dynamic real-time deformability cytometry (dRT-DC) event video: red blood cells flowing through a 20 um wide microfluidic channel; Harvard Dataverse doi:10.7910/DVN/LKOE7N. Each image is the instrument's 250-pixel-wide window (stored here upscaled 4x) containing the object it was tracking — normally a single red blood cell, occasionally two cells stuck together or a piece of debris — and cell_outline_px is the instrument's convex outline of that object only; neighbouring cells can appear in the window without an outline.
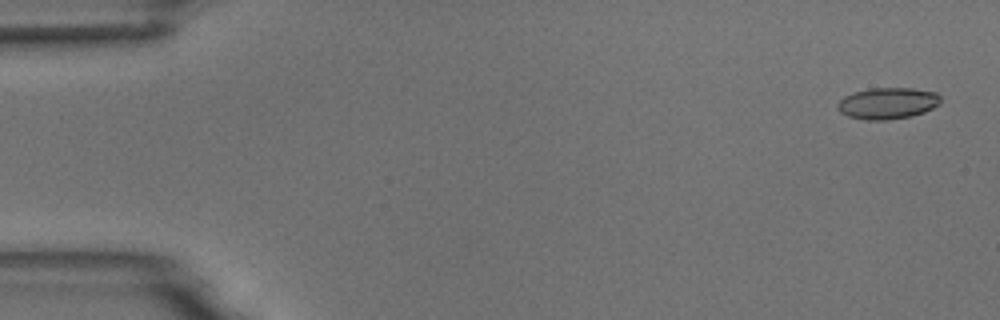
{"species": "common noctule bat (a hibernating species)", "species_latin": "Nyctalus noctula", "temperature_condition": "room temperature", "stored_images_in_passage": 4, "camera_frame_rate_fps": 3000, "um_per_image_px": 0.085, "animal": {"sex": "male", "body_mass_g": 18.8}, "frame": {"image": 1, "passage_image": 1, "time_ms": 0.0, "image_size_px": [1000, 320], "cell_outline_px": [[940, 104], [924, 112], [912, 116], [888, 120], [868, 120], [848, 116], [840, 112], [836, 108], [836, 104], [844, 96], [868, 88], [912, 88], [936, 92], [940, 96]], "centroid_in_image_um": [75.44, 8.78], "position_along_channel_um": 9.6, "area_um2": 18.96}}